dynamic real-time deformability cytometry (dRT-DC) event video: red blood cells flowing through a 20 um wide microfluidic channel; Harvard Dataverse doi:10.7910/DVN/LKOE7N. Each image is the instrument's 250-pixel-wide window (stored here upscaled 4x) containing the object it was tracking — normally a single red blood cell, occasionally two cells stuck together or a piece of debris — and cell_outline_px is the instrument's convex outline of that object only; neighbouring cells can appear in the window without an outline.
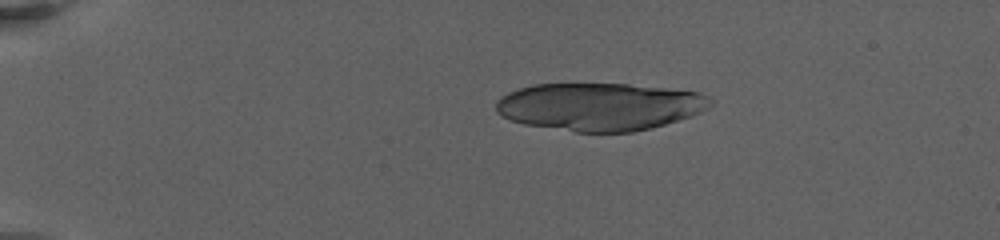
{"species": "human", "species_latin": "Homo sapiens", "temperature_condition": "warm", "stored_images_in_passage": 29, "camera_frame_rate_fps": 3000, "um_per_image_px": 0.085, "donor": {"sex": "female"}, "frame": {"image": 1, "passage_image": 6, "time_ms": 4.333, "image_size_px": [1000, 240], "cell_outline_px": [[712, 104], [708, 108], [692, 116], [652, 128], [632, 132], [576, 132], [524, 124], [500, 116], [496, 112], [496, 100], [500, 96], [508, 92], [532, 84], [628, 84], [700, 92], [708, 96], [712, 100]], "centroid_in_image_um": [50.96, 9.06], "position_along_channel_um": 34.0, "area_um2": 59.82}}
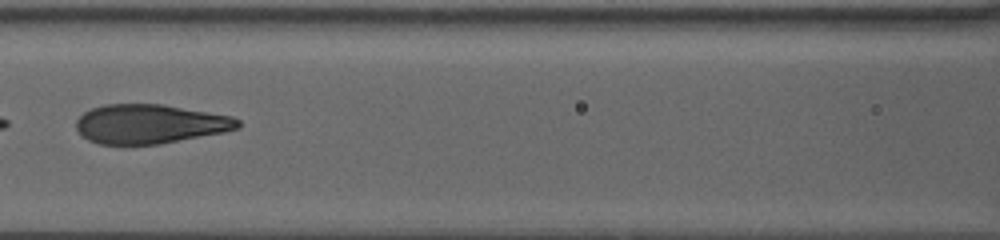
{"frame": {"image": 2, "passage_image": 14, "time_ms": 11.0, "image_size_px": [1000, 240], "cell_outline_px": [[240, 128], [224, 132], [160, 144], [100, 144], [88, 140], [76, 128], [76, 120], [84, 112], [92, 108], [104, 104], [164, 104], [232, 116], [240, 120]], "centroid_in_image_um": [12.76, 10.53], "position_along_channel_um": 153.8, "area_um2": 36.99}}
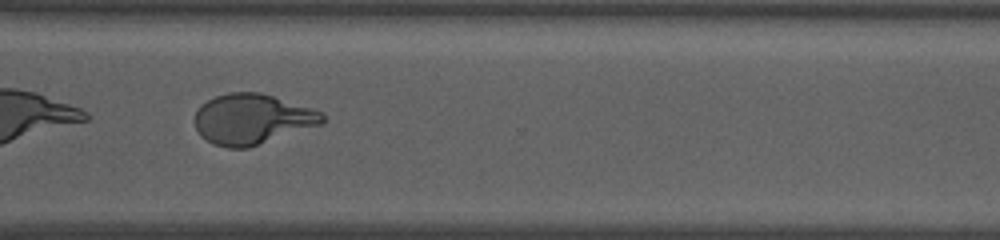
{"frame": {"image": 3, "passage_image": 24, "time_ms": 17.333, "image_size_px": [1000, 240], "cell_outline_px": [[324, 124], [248, 148], [228, 148], [212, 144], [200, 136], [196, 128], [196, 112], [200, 104], [216, 96], [228, 92], [260, 92], [312, 108], [324, 112]], "centroid_in_image_um": [21.45, 10.13], "position_along_channel_um": 349.1, "area_um2": 37.69}, "authors_computed_cell_mechanics": {"area_um2": 39.882, "velocity_mm_per_s": 3.086, "shape_relaxation_time_tau1_ms": 6.7521, "shape_relaxation_time_tau2_ms": null, "deformation_change_tau1": 0.2682, "deformation_change_tau2": null}}